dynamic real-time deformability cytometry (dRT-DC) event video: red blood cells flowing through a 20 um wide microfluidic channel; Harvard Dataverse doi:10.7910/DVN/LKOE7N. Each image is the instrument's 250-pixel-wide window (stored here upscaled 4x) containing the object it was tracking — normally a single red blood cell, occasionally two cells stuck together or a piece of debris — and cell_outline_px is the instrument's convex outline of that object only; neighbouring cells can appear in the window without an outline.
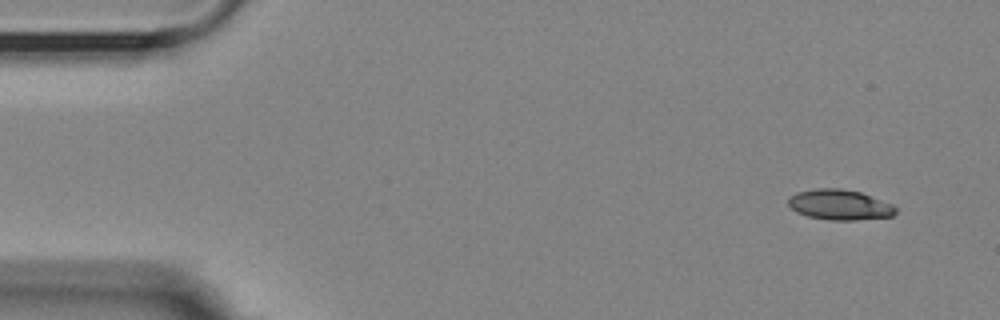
{"species": "Egyptian fruit bat (a non-hibernating species)", "species_latin": "Rousettus aegyptiacus", "temperature_condition": "room temperature", "stored_images_in_passage": 52, "camera_frame_rate_fps": 3000, "um_per_image_px": 0.085, "animal": {"sex": "female"}, "frame": {"image": 1, "passage_image": 1, "time_ms": 0.0, "image_size_px": [1000, 320], "cell_outline_px": [[896, 212], [892, 216], [856, 220], [828, 220], [808, 216], [796, 212], [788, 204], [788, 196], [796, 192], [816, 188], [840, 188], [860, 192], [892, 204], [896, 208]], "centroid_in_image_um": [71.34, 17.4], "position_along_channel_um": 13.7, "area_um2": 19.02}}
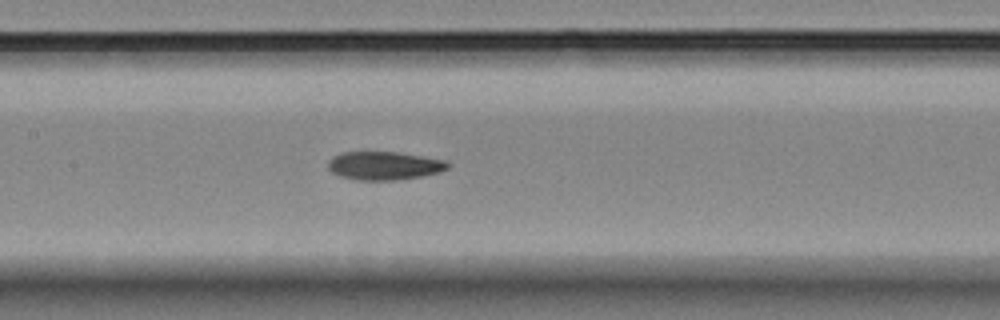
{"frame": {"image": 2, "passage_image": 23, "time_ms": 7.333, "image_size_px": [1000, 320], "cell_outline_px": [[452, 164], [448, 168], [440, 172], [420, 176], [396, 180], [356, 180], [340, 176], [332, 172], [328, 168], [328, 160], [332, 156], [340, 152], [396, 152], [424, 156], [448, 160]], "centroid_in_image_um": [32.67, 14.07], "position_along_channel_um": 174.7, "area_um2": 20.0}}
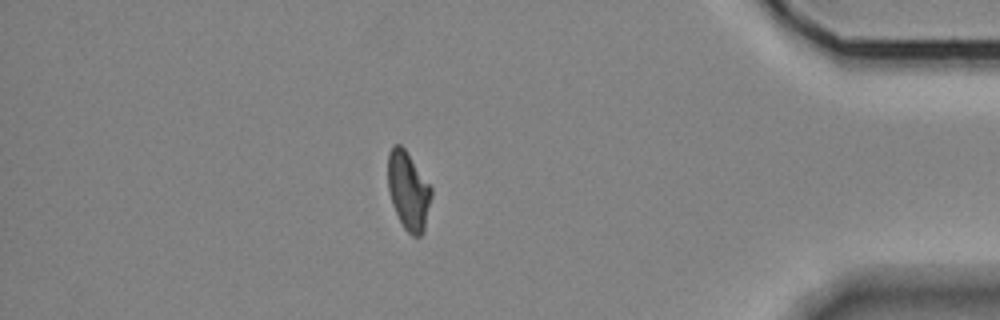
{"frame": {"image": 3, "passage_image": 45, "time_ms": 14.667, "image_size_px": [1000, 320], "cell_outline_px": [[432, 196], [424, 232], [420, 236], [412, 236], [404, 228], [392, 204], [388, 188], [388, 152], [392, 144], [400, 144], [404, 148], [432, 188]], "centroid_in_image_um": [34.71, 16.21], "position_along_channel_um": 400.5, "area_um2": 19.77}, "authors_computed_cell_mechanics": {"area_um2": 19.8543, "velocity_mm_per_s": 3.6077, "shape_relaxation_time_tau1_ms": null, "shape_relaxation_time_tau2_ms": 3.6699, "deformation_change_tau1": null, "deformation_change_tau2": 0.0906}}